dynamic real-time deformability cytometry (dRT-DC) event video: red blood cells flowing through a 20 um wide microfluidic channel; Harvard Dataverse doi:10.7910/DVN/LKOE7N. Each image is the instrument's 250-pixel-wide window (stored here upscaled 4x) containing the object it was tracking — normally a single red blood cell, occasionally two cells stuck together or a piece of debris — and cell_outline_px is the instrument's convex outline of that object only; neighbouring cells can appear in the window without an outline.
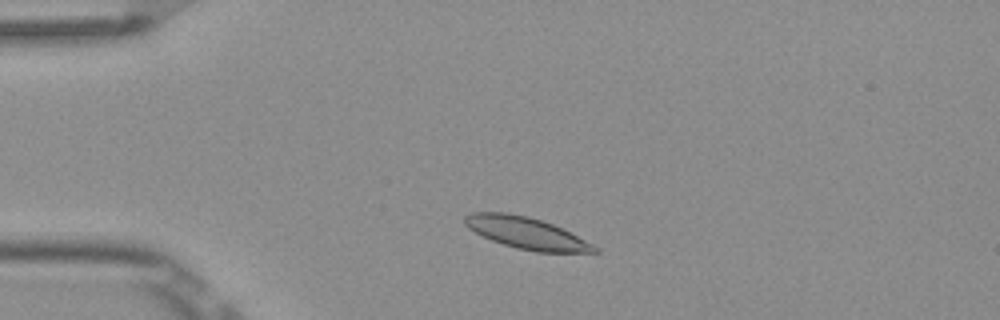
{"species": "Egyptian fruit bat (a non-hibernating species)", "species_latin": "Rousettus aegyptiacus", "temperature_condition": "room temperature", "stored_images_in_passage": 3, "camera_frame_rate_fps": 3000, "um_per_image_px": 0.085, "frame": {"image": 1, "passage_image": 2, "time_ms": 0.333, "image_size_px": [1000, 320], "cell_outline_px": [[600, 252], [536, 252], [516, 248], [492, 240], [468, 228], [464, 224], [464, 216], [472, 212], [508, 212], [528, 216], [552, 224], [600, 248]], "centroid_in_image_um": [44.71, 19.8], "position_along_channel_um": 40.3, "area_um2": 23.64}}